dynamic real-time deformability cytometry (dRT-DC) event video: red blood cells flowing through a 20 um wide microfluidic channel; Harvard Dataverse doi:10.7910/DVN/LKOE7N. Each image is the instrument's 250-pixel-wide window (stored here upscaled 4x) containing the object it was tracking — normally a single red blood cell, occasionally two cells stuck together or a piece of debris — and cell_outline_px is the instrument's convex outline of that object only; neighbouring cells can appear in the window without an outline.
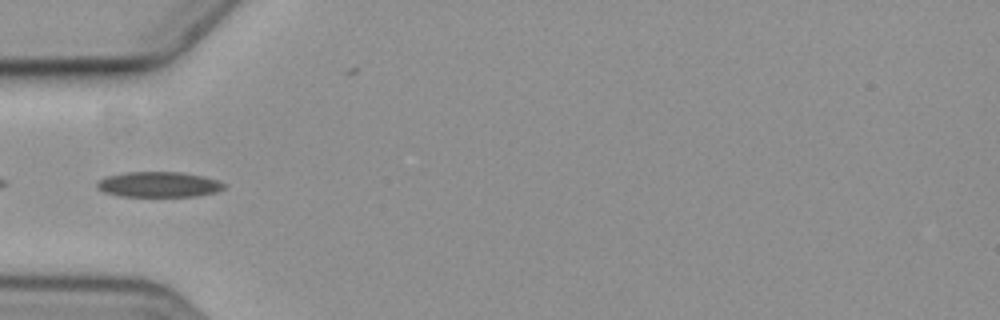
{"species": "common noctule bat (a hibernating species)", "species_latin": "Nyctalus noctula", "temperature_condition": "cold", "stored_images_in_passage": 6, "camera_frame_rate_fps": 3000, "um_per_image_px": 0.085, "animal": {"sex": "female", "body_mass_g": 19.3, "forearm_length_mm": 54.1}, "frame": {"image": 1, "passage_image": 4, "time_ms": 4.333, "image_size_px": [1000, 320], "cell_outline_px": [[228, 184], [224, 188], [216, 192], [196, 196], [120, 196], [104, 192], [96, 188], [96, 184], [100, 180], [108, 176], [128, 172], [180, 172], [204, 176], [220, 180]], "centroid_in_image_um": [13.55, 15.68], "position_along_channel_um": 71.5, "area_um2": 18.84}}
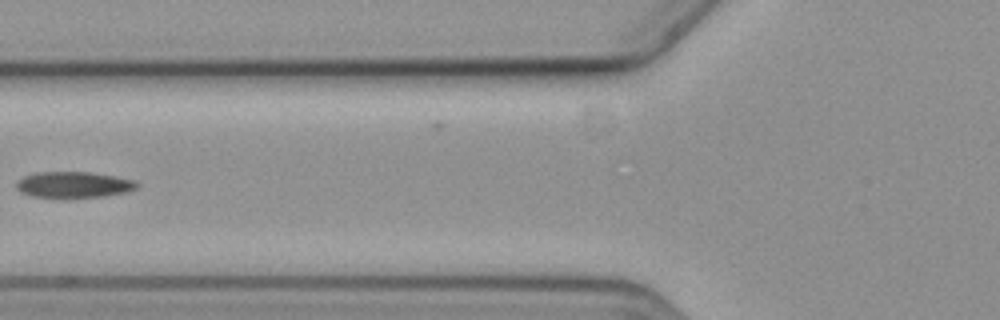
{"frame": {"image": 2, "passage_image": 5, "time_ms": 5.667, "image_size_px": [1000, 320], "cell_outline_px": [[140, 184], [136, 188], [128, 192], [104, 196], [32, 196], [20, 192], [16, 188], [16, 184], [24, 176], [36, 172], [88, 172], [116, 176], [136, 180]], "centroid_in_image_um": [6.31, 15.67], "position_along_channel_um": 119.5, "area_um2": 17.98}}